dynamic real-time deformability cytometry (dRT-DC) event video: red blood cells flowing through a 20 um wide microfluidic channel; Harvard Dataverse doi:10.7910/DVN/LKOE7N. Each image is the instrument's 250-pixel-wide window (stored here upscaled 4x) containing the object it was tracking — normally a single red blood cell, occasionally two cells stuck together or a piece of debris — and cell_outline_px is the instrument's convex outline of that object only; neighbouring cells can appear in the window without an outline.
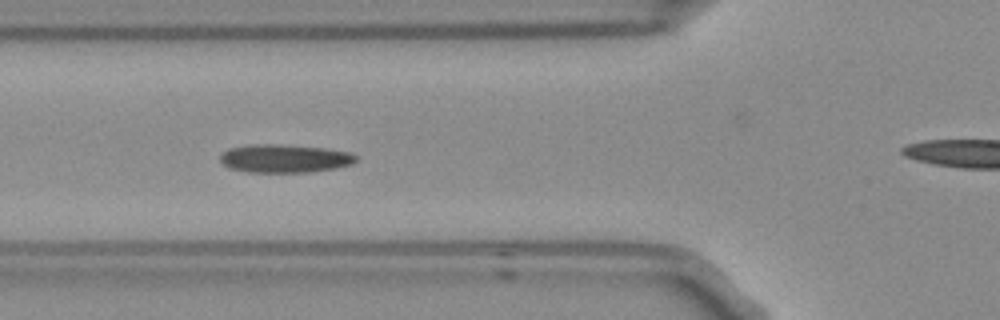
{"species": "Egyptian fruit bat (a non-hibernating species)", "species_latin": "Rousettus aegyptiacus", "temperature_condition": "room temperature", "stored_images_in_passage": 16, "camera_frame_rate_fps": 3000, "um_per_image_px": 0.085, "frame": {"image": 1, "passage_image": 5, "time_ms": 1.333, "image_size_px": [1000, 320], "cell_outline_px": [[356, 160], [352, 164], [336, 168], [312, 172], [248, 172], [228, 168], [220, 160], [220, 156], [224, 152], [232, 148], [260, 144], [280, 144], [324, 148], [348, 152], [356, 156]], "centroid_in_image_um": [24.21, 13.48], "position_along_channel_um": 101.6, "area_um2": 22.14}}
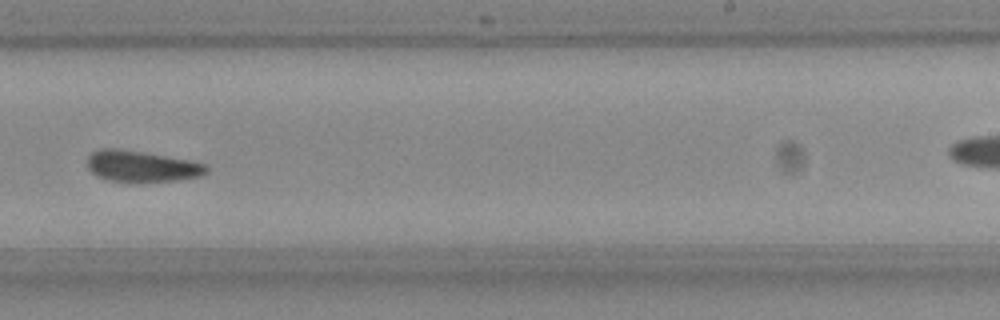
{"frame": {"image": 2, "passage_image": 9, "time_ms": 2.667, "image_size_px": [1000, 320], "cell_outline_px": [[208, 172], [200, 176], [180, 180], [108, 180], [96, 176], [88, 168], [88, 156], [92, 152], [100, 148], [116, 148], [192, 160], [208, 164]], "centroid_in_image_um": [12.07, 14.11], "position_along_channel_um": 276.9, "area_um2": 21.27}}
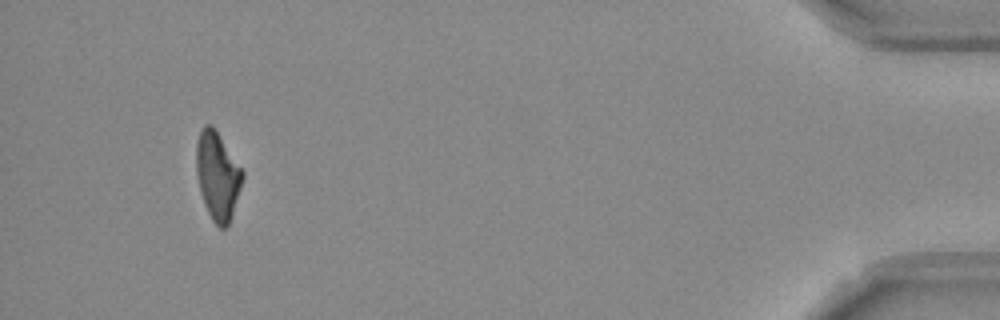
{"frame": {"image": 3, "passage_image": 15, "time_ms": 4.667, "image_size_px": [1000, 320], "cell_outline_px": [[244, 176], [228, 224], [224, 228], [220, 228], [212, 220], [204, 204], [200, 192], [196, 172], [196, 144], [200, 128], [204, 124], [212, 124], [244, 172]], "centroid_in_image_um": [18.46, 14.89], "position_along_channel_um": 416.7, "area_um2": 23.47}}